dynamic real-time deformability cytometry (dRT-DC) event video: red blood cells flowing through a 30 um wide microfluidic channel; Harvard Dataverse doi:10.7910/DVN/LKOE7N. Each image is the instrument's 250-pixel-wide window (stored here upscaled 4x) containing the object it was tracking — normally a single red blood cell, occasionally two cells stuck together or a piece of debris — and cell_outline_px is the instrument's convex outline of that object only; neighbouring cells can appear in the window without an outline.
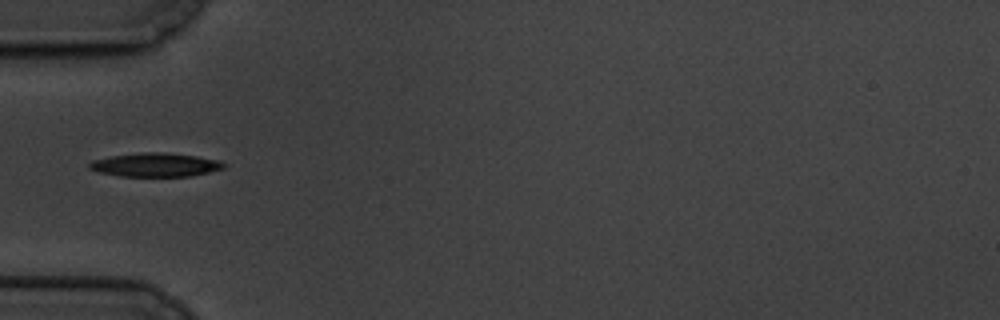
{"species": "common noctule bat (a hibernating species)", "species_latin": "Nyctalus noctula", "temperature_condition": "cold", "stored_images_in_passage": 41, "camera_frame_rate_fps": 3000, "um_per_image_px": 0.085, "animal": {"sex": "male", "body_mass_g": 19.5, "forearm_length_mm": 54.6}, "frame": {"image": 1, "passage_image": 1, "time_ms": 0.0, "image_size_px": [1000, 320], "cell_outline_px": [[224, 168], [208, 172], [188, 176], [120, 176], [100, 172], [88, 168], [88, 164], [92, 160], [112, 156], [144, 152], [164, 152], [196, 156], [220, 160], [224, 164]], "centroid_in_image_um": [13.19, 14.0], "position_along_channel_um": 71.8, "area_um2": 18.38}}
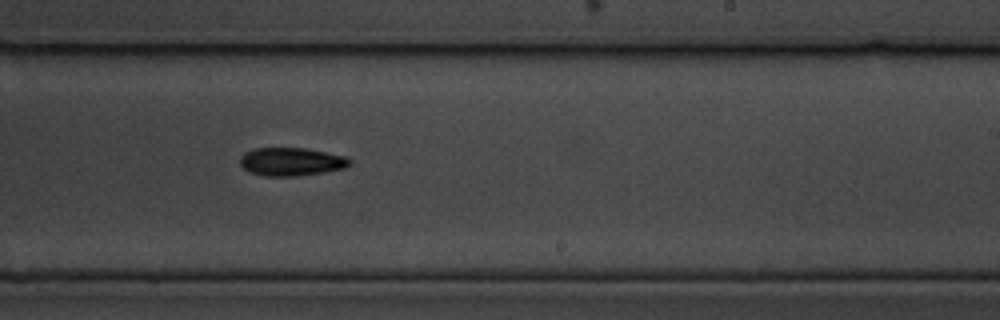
{"frame": {"image": 2, "passage_image": 18, "time_ms": 5.667, "image_size_px": [1000, 320], "cell_outline_px": [[352, 164], [344, 168], [324, 172], [292, 176], [260, 176], [248, 172], [240, 164], [240, 156], [244, 152], [252, 148], [304, 148], [344, 156], [352, 160]], "centroid_in_image_um": [24.71, 13.74], "position_along_channel_um": 264.3, "area_um2": 18.09}}
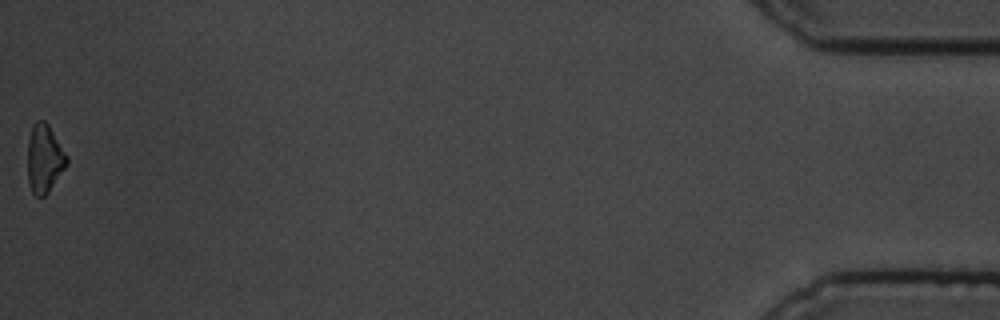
{"frame": {"image": 3, "passage_image": 41, "time_ms": 13.333, "image_size_px": [1000, 320], "cell_outline_px": [[68, 164], [48, 192], [44, 196], [36, 196], [32, 192], [28, 180], [28, 140], [32, 124], [36, 120], [44, 120], [48, 124], [68, 156]], "centroid_in_image_um": [3.78, 13.46], "position_along_channel_um": 431.4, "area_um2": 15.61}, "authors_computed_cell_mechanics": {"area_um2": 17.5134, "velocity_mm_per_s": 3.3981, "shape_relaxation_time_tau1_ms": 2.8891, "shape_relaxation_time_tau2_ms": null, "deformation_change_tau1": 0.1135, "deformation_change_tau2": null}}